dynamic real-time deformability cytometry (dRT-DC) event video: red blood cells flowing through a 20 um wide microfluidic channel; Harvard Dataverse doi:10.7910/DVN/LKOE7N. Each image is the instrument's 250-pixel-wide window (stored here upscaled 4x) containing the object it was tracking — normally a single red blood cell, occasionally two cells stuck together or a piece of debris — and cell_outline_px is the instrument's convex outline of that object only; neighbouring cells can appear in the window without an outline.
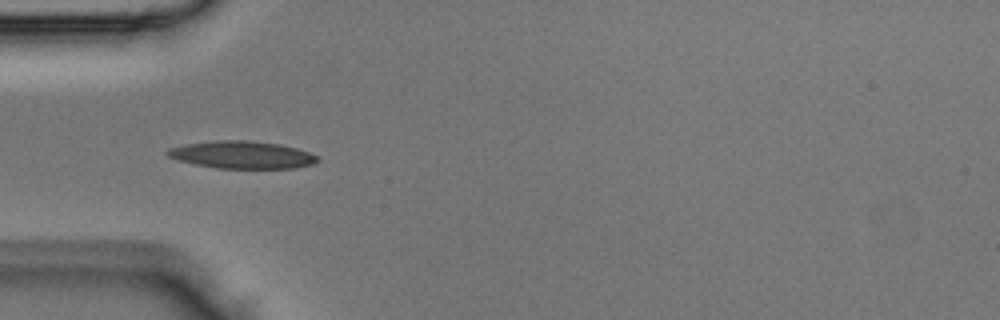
{"species": "Egyptian fruit bat (a non-hibernating species)", "species_latin": "Rousettus aegyptiacus", "temperature_condition": "room temperature", "stored_images_in_passage": 4, "camera_frame_rate_fps": 3000, "um_per_image_px": 0.085, "animal": {"sex": "male"}, "frame": {"image": 1, "passage_image": 4, "time_ms": 1.0, "image_size_px": [1000, 320], "cell_outline_px": [[320, 160], [312, 164], [296, 168], [216, 168], [196, 164], [180, 160], [168, 156], [164, 152], [168, 148], [184, 144], [216, 140], [252, 140], [280, 144], [296, 148], [320, 156]], "centroid_in_image_um": [20.59, 13.15], "position_along_channel_um": 64.4, "area_um2": 24.1}}